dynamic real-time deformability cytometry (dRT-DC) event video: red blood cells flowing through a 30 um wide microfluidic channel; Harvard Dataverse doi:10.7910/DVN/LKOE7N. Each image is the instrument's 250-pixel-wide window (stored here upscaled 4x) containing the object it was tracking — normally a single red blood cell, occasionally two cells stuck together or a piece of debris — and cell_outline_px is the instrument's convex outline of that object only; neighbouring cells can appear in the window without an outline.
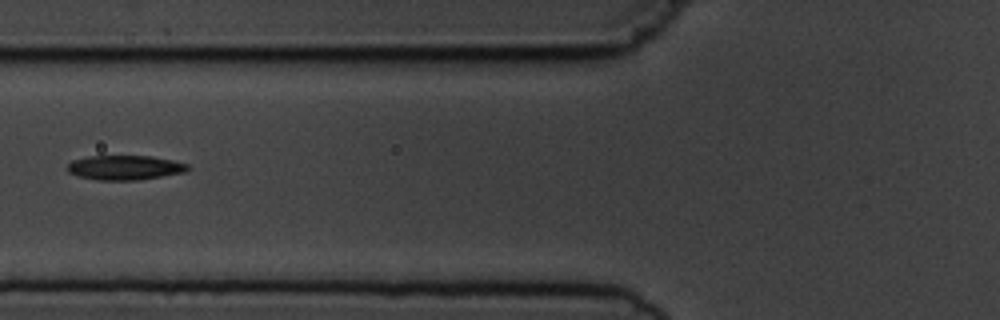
{"species": "common noctule bat (a hibernating species)", "species_latin": "Nyctalus noctula", "temperature_condition": "cold", "stored_images_in_passage": 3, "camera_frame_rate_fps": 3000, "um_per_image_px": 0.085, "animal": {"sex": "male", "body_mass_g": 19.5, "forearm_length_mm": 54.6}, "frame": {"image": 1, "passage_image": 3, "time_ms": 2.333, "image_size_px": [1000, 320], "cell_outline_px": [[188, 168], [184, 172], [136, 180], [96, 180], [80, 176], [68, 172], [68, 164], [72, 160], [88, 156], [152, 156], [172, 160], [188, 164]], "centroid_in_image_um": [10.58, 14.24], "position_along_channel_um": 115.2, "area_um2": 16.99}}